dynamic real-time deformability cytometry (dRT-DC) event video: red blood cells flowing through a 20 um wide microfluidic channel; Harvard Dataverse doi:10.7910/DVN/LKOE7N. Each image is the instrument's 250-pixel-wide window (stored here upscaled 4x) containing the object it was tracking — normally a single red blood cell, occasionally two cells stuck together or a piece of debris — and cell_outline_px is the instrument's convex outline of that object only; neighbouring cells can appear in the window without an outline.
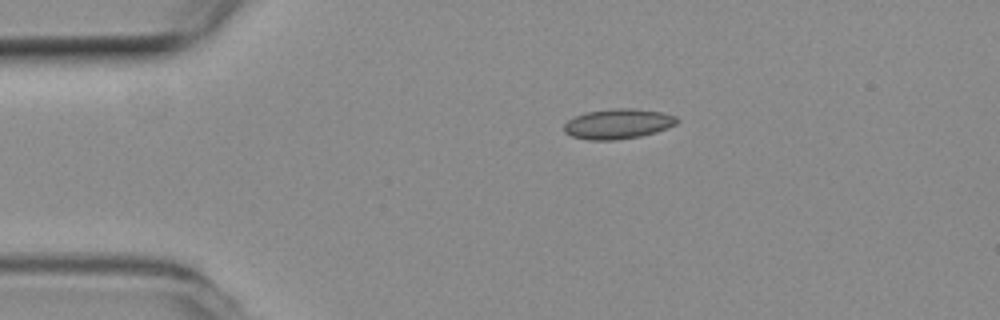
{"species": "common noctule bat (a hibernating species)", "species_latin": "Nyctalus noctula", "temperature_condition": "room temperature", "stored_images_in_passage": 44, "camera_frame_rate_fps": 3000, "um_per_image_px": 0.085, "animal": {"sex": "female", "body_mass_g": 19.3, "forearm_length_mm": 54.1}, "frame": {"image": 1, "passage_image": 1, "time_ms": 0.0, "image_size_px": [1000, 320], "cell_outline_px": [[680, 120], [676, 124], [668, 128], [656, 132], [640, 136], [616, 140], [588, 140], [572, 136], [564, 132], [564, 124], [568, 120], [576, 116], [588, 112], [616, 108], [632, 108], [664, 112], [676, 116]], "centroid_in_image_um": [52.57, 10.53], "position_along_channel_um": 32.4, "area_um2": 19.83}}
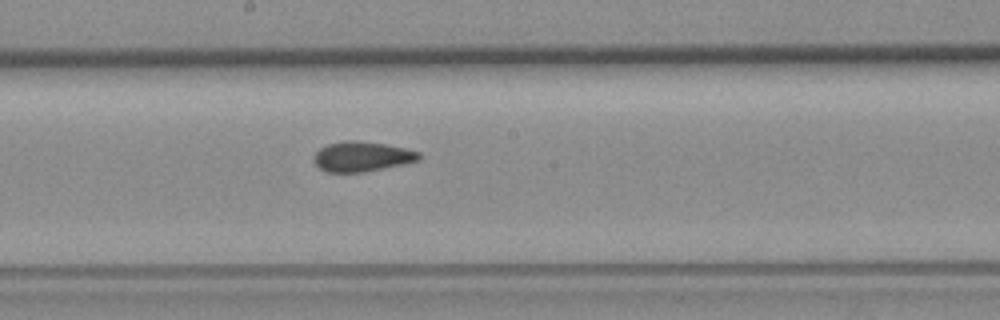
{"frame": {"image": 2, "passage_image": 19, "time_ms": 6.0, "image_size_px": [1000, 320], "cell_outline_px": [[420, 160], [404, 164], [384, 168], [360, 172], [328, 172], [320, 168], [312, 160], [312, 156], [320, 148], [328, 144], [344, 140], [352, 140], [384, 144], [404, 148], [420, 152]], "centroid_in_image_um": [30.74, 13.3], "position_along_channel_um": 217.5, "area_um2": 18.26}}
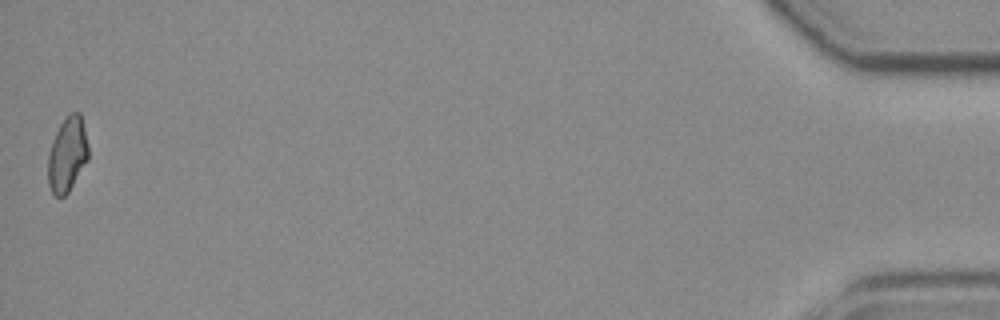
{"frame": {"image": 3, "passage_image": 44, "time_ms": 14.333, "image_size_px": [1000, 320], "cell_outline_px": [[88, 160], [68, 192], [64, 196], [56, 196], [52, 192], [48, 184], [48, 152], [52, 140], [60, 124], [72, 112], [80, 112], [88, 144]], "centroid_in_image_um": [5.72, 13.14], "position_along_channel_um": 429.5, "area_um2": 17.46}, "authors_computed_cell_mechanics": {"area_um2": 18.2359, "velocity_mm_per_s": 3.7886, "shape_relaxation_time_tau1_ms": null, "shape_relaxation_time_tau2_ms": 1.6769, "deformation_change_tau1": null, "deformation_change_tau2": 0.0613}}